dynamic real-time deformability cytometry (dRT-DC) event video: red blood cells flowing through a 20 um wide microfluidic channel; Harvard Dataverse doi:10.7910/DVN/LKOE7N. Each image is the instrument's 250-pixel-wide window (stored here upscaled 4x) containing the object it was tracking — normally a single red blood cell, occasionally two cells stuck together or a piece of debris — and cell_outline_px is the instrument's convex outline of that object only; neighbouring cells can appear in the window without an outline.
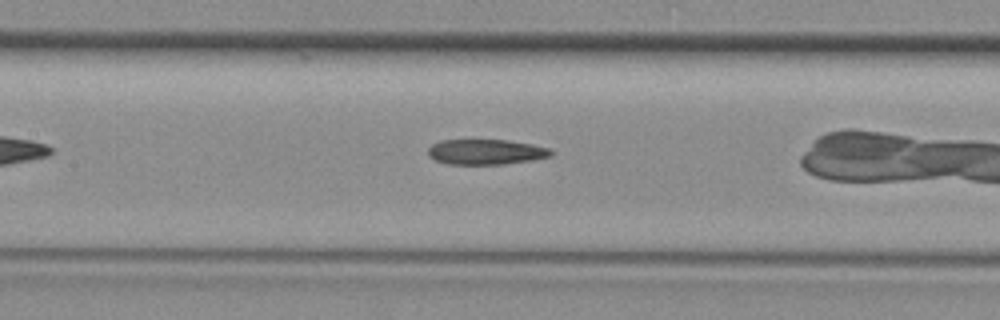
{"species": "common noctule bat (a hibernating species)", "species_latin": "Nyctalus noctula", "temperature_condition": "room temperature", "stored_images_in_passage": 25, "camera_frame_rate_fps": 3000, "um_per_image_px": 0.085, "animal": {"sex": "female", "body_mass_g": 29.2, "forearm_length_mm": 56.3}, "frame": {"image": 1, "passage_image": 11, "time_ms": 3.333, "image_size_px": [1000, 320], "cell_outline_px": [[552, 156], [532, 160], [504, 164], [448, 164], [436, 160], [428, 156], [428, 148], [432, 144], [440, 140], [508, 140], [532, 144], [548, 148], [552, 152]], "centroid_in_image_um": [41.28, 12.91], "position_along_channel_um": 166.1, "area_um2": 18.09}}